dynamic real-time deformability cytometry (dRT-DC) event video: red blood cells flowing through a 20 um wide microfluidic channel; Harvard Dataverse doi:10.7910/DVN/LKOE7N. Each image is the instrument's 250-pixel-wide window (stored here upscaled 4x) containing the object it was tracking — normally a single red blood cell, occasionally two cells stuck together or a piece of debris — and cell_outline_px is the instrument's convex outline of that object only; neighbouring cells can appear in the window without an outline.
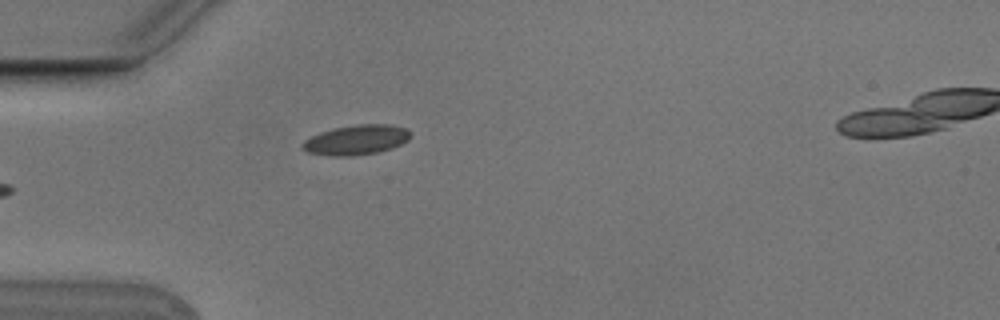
{"species": "Egyptian fruit bat (a non-hibernating species)", "species_latin": "Rousettus aegyptiacus", "temperature_condition": "cold", "stored_images_in_passage": 6, "camera_frame_rate_fps": 3000, "um_per_image_px": 0.085, "animal": {"sex": "male"}, "frame": {"image": 1, "passage_image": 5, "time_ms": 1.333, "image_size_px": [1000, 320], "cell_outline_px": [[412, 136], [408, 140], [392, 148], [376, 152], [352, 156], [332, 156], [308, 152], [300, 148], [300, 144], [304, 140], [320, 132], [332, 128], [356, 124], [392, 124], [404, 128]], "centroid_in_image_um": [30.25, 11.88], "position_along_channel_um": 54.8, "area_um2": 18.84}}